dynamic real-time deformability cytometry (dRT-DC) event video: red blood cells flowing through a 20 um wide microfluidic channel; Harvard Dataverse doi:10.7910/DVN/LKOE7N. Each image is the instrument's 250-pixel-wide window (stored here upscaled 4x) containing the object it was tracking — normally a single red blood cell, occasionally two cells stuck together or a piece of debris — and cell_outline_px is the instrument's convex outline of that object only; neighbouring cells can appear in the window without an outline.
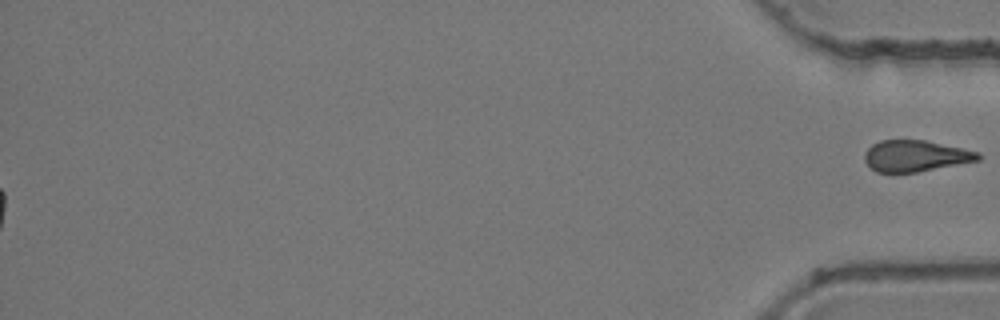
{"species": "common noctule bat (a hibernating species)", "species_latin": "Nyctalus noctula", "temperature_condition": "room temperature", "stored_images_in_passage": 55, "segment_of_instrument_passage": [2, 2], "camera_frame_rate_fps": 3000, "um_per_image_px": 0.085, "animal": {"sex": "female", "body_mass_g": 24.6, "forearm_length_mm": 56.2}, "frame": {"image": 1, "passage_image": 55, "time_ms": 18.0, "image_size_px": [1000, 320], "cell_outline_px": [[980, 160], [916, 172], [876, 172], [864, 160], [864, 152], [872, 144], [880, 140], [924, 140], [980, 152]], "centroid_in_image_um": [77.8, 13.25], "position_along_channel_um": 357.4, "area_um2": 20.52}}